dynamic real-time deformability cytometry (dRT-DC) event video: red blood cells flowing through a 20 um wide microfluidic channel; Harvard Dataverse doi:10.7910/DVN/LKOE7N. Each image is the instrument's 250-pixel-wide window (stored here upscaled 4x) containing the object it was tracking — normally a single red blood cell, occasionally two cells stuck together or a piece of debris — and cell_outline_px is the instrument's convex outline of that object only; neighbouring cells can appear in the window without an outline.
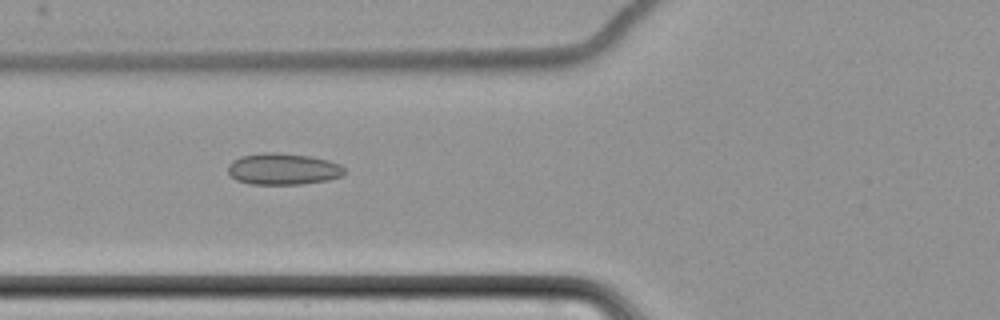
{"species": "common noctule bat (a hibernating species)", "species_latin": "Nyctalus noctula", "temperature_condition": "cold", "stored_images_in_passage": 8, "camera_frame_rate_fps": 3000, "um_per_image_px": 0.085, "animal": {"sex": "female", "body_mass_g": 22.7, "forearm_length_mm": 54.2}, "frame": {"image": 1, "passage_image": 7, "time_ms": 8.0, "image_size_px": [1000, 320], "cell_outline_px": [[344, 172], [340, 176], [328, 180], [300, 184], [248, 184], [236, 180], [228, 172], [228, 164], [232, 160], [240, 156], [264, 152], [272, 152], [312, 156], [328, 160], [340, 164], [344, 168]], "centroid_in_image_um": [24.03, 14.36], "position_along_channel_um": 101.8, "area_um2": 21.44}}
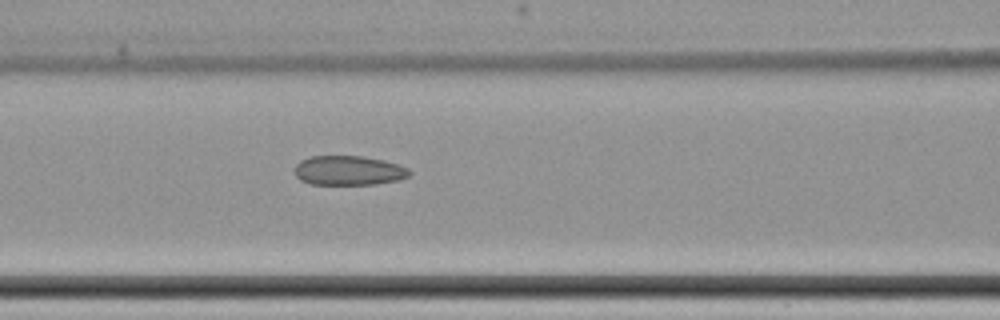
{"frame": {"image": 2, "passage_image": 8, "time_ms": 9.0, "image_size_px": [1000, 320], "cell_outline_px": [[412, 172], [408, 176], [400, 180], [376, 184], [312, 184], [300, 180], [296, 176], [296, 164], [300, 160], [312, 156], [360, 156], [384, 160], [408, 168]], "centroid_in_image_um": [29.65, 14.49], "position_along_channel_um": 136.9, "area_um2": 19.65}}